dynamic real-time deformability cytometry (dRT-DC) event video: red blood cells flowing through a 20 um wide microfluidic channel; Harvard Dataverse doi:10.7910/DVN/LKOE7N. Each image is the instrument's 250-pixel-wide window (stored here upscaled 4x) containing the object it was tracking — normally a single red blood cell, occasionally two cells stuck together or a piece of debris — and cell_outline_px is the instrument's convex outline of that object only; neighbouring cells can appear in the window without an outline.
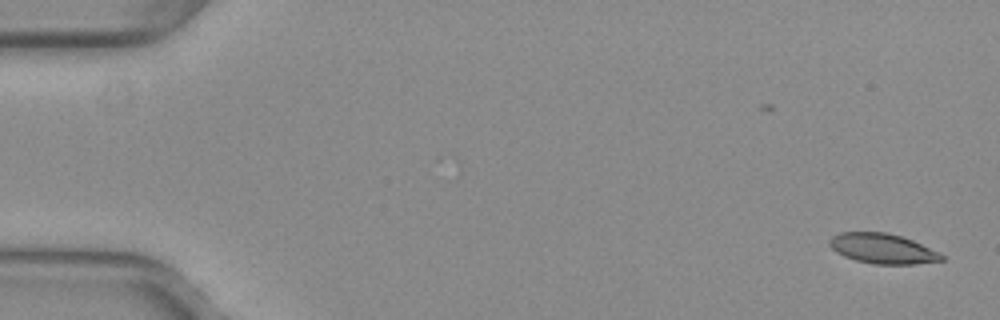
{"species": "common noctule bat (a hibernating species)", "species_latin": "Nyctalus noctula", "temperature_condition": "warm", "stored_images_in_passage": 48, "camera_frame_rate_fps": 3000, "um_per_image_px": 0.085, "animal": {"sex": "female", "body_mass_g": 29.2, "forearm_length_mm": 56.3}, "frame": {"image": 1, "passage_image": 1, "time_ms": 0.0, "image_size_px": [1000, 320], "cell_outline_px": [[944, 260], [912, 264], [872, 264], [856, 260], [844, 256], [836, 252], [828, 244], [828, 240], [832, 236], [840, 232], [888, 232], [912, 240], [940, 252], [944, 256]], "centroid_in_image_um": [75.0, 21.12], "position_along_channel_um": 10.0, "area_um2": 19.65}}
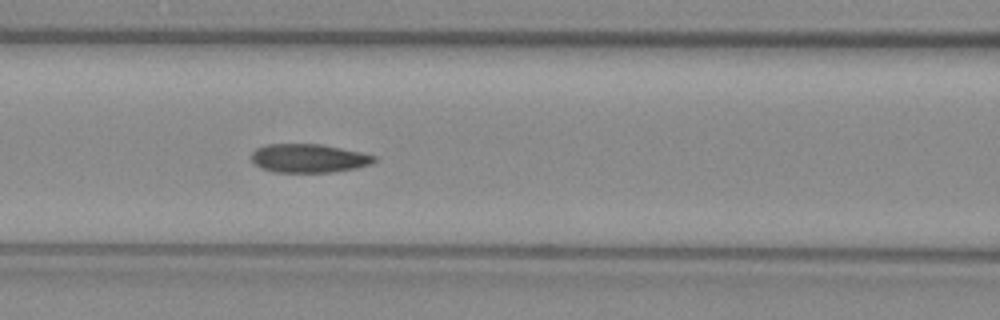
{"frame": {"image": 2, "passage_image": 22, "time_ms": 7.0, "image_size_px": [1000, 320], "cell_outline_px": [[376, 160], [372, 164], [356, 168], [332, 172], [272, 172], [260, 168], [252, 160], [252, 152], [256, 148], [268, 144], [320, 144], [360, 152], [376, 156]], "centroid_in_image_um": [26.23, 13.46], "position_along_channel_um": 140.4, "area_um2": 20.46}}
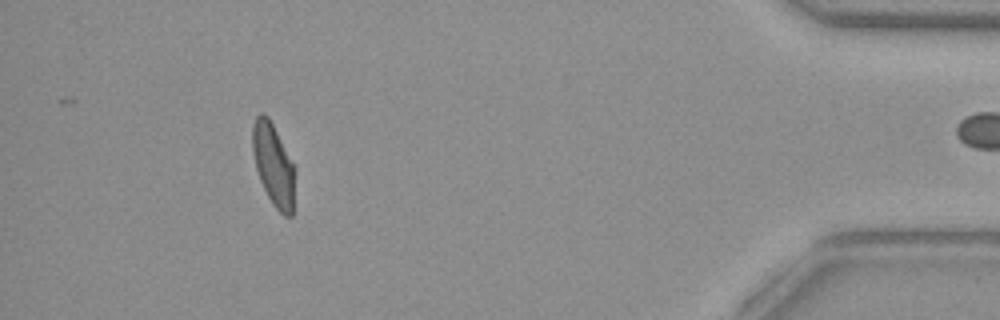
{"frame": {"image": 3, "passage_image": 47, "time_ms": 15.333, "image_size_px": [1000, 320], "cell_outline_px": [[296, 168], [292, 216], [284, 216], [272, 204], [260, 180], [256, 168], [252, 152], [252, 124], [256, 116], [260, 112], [264, 112], [268, 116]], "centroid_in_image_um": [23.24, 13.99], "position_along_channel_um": 412.0, "area_um2": 20.52}}